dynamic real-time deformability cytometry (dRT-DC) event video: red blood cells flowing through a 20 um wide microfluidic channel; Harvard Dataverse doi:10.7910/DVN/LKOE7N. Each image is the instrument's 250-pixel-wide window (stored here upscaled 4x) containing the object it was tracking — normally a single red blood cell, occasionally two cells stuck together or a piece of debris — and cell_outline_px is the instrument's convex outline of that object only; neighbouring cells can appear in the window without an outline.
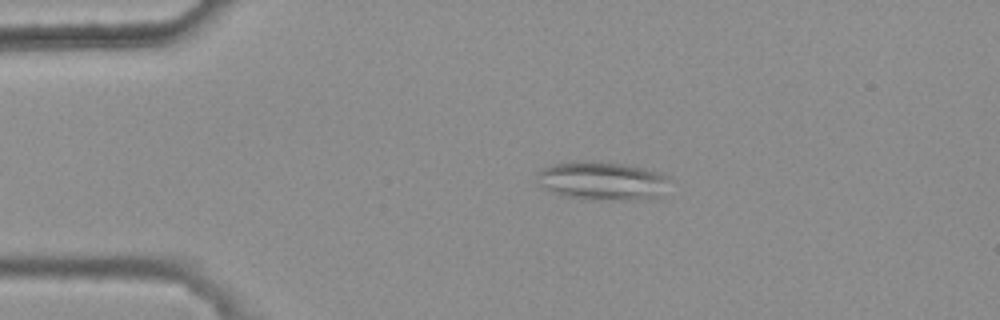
{"species": "common noctule bat (a hibernating species)", "species_latin": "Nyctalus noctula", "temperature_condition": "warm", "stored_images_in_passage": 3, "camera_frame_rate_fps": 3000, "um_per_image_px": 0.085, "animal": {"sex": "female", "body_mass_g": 25.1}, "frame": {"image": 1, "passage_image": 2, "time_ms": 0.333, "image_size_px": [1000, 320], "cell_outline_px": [[668, 176], [660, 196], [636, 200], [596, 200], [560, 196], [540, 184], [536, 176], [536, 172], [544, 168], [556, 164], [572, 160], [592, 160], [620, 164], [644, 168], [660, 172]], "centroid_in_image_um": [51.14, 15.36], "position_along_channel_um": 33.9, "area_um2": 29.71}}